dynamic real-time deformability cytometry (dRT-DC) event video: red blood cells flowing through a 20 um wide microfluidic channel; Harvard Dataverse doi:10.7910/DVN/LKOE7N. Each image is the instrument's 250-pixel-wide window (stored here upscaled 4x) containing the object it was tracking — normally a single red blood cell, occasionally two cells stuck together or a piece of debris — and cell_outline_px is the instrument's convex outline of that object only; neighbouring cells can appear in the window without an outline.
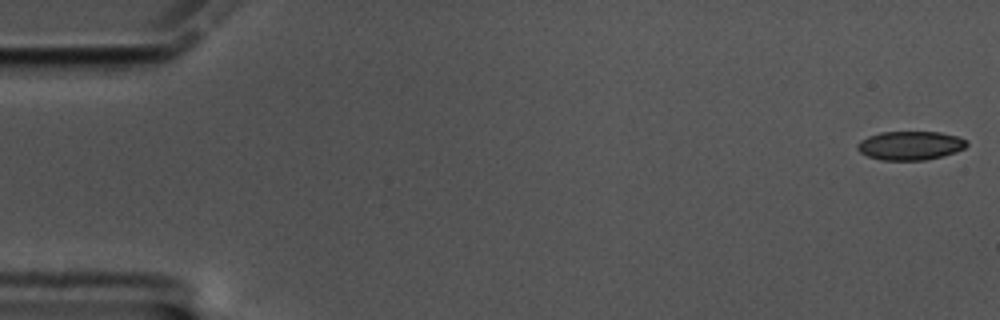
{"species": "common noctule bat (a hibernating species)", "species_latin": "Nyctalus noctula", "temperature_condition": "cold", "stored_images_in_passage": 59, "camera_frame_rate_fps": 3000, "um_per_image_px": 0.085, "animal": {"sex": "male", "body_mass_g": 17.5, "forearm_length_mm": 52.3}, "frame": {"image": 1, "passage_image": 1, "time_ms": 0.0, "image_size_px": [1000, 320], "cell_outline_px": [[968, 144], [964, 148], [956, 152], [924, 160], [880, 160], [868, 156], [860, 152], [856, 148], [856, 144], [860, 140], [868, 136], [880, 132], [940, 132], [956, 136], [968, 140]], "centroid_in_image_um": [77.35, 12.36], "position_along_channel_um": 7.7, "area_um2": 18.38}}
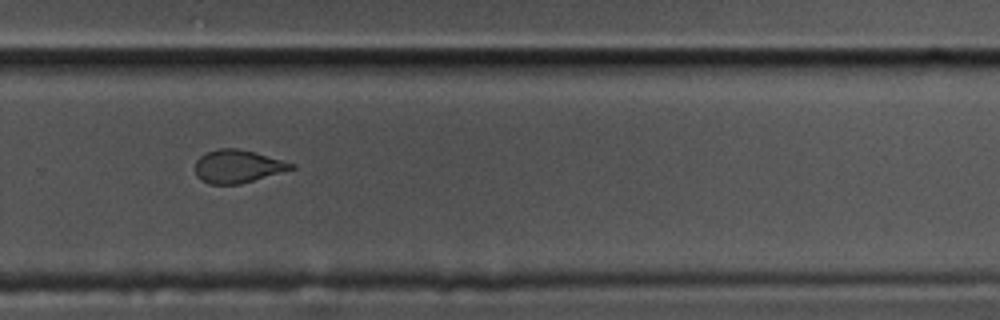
{"frame": {"image": 2, "passage_image": 40, "time_ms": 13.0, "image_size_px": [1000, 320], "cell_outline_px": [[296, 168], [240, 184], [208, 184], [200, 180], [196, 176], [196, 160], [200, 156], [216, 148], [236, 148], [256, 152], [296, 164]], "centroid_in_image_um": [20.2, 14.14], "position_along_channel_um": 309.6, "area_um2": 18.55}}
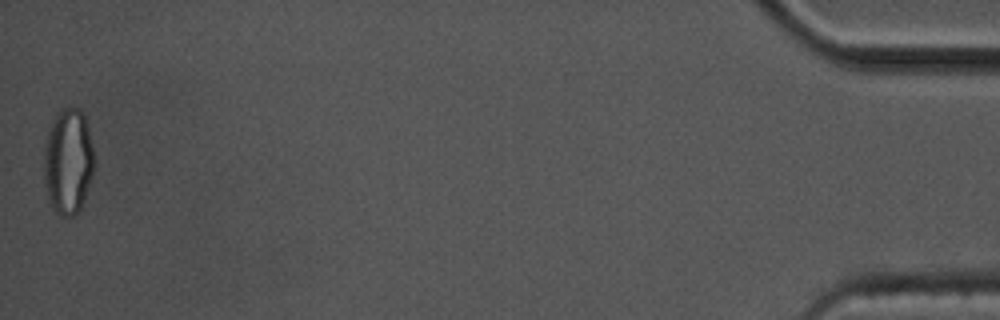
{"frame": {"image": 3, "passage_image": 59, "time_ms": 19.333, "image_size_px": [1000, 320], "cell_outline_px": [[92, 176], [84, 200], [80, 208], [72, 216], [60, 216], [56, 212], [48, 200], [44, 184], [44, 148], [48, 132], [56, 112], [64, 108], [80, 108], [84, 116], [92, 148]], "centroid_in_image_um": [5.75, 13.74], "position_along_channel_um": 429.4, "area_um2": 30.58}, "authors_computed_cell_mechanics": {"area_um2": 19.5942, "velocity_mm_per_s": 3.387, "shape_relaxation_time_tau1_ms": null, "shape_relaxation_time_tau2_ms": 1.9358, "deformation_change_tau1": null, "deformation_change_tau2": 0.0678}}